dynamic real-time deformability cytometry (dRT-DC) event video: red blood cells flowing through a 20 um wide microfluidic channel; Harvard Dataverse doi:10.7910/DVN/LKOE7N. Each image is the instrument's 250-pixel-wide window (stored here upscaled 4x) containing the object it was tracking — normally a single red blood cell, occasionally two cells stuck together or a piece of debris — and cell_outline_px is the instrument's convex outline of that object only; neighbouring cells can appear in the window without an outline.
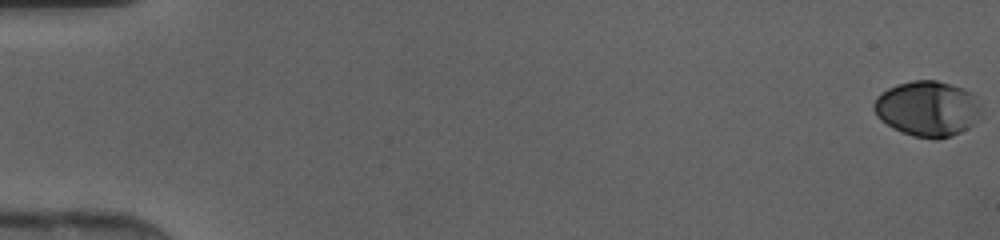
{"species": "human", "species_latin": "Homo sapiens", "temperature_condition": "cold", "stored_images_in_passage": 47, "camera_frame_rate_fps": 3000, "um_per_image_px": 0.085, "donor": {"sex": "female"}, "frame": {"image": 1, "passage_image": 1, "time_ms": 0.0, "image_size_px": [1000, 240], "cell_outline_px": [[984, 116], [968, 128], [952, 136], [936, 140], [912, 136], [892, 128], [880, 120], [876, 116], [872, 108], [872, 104], [888, 88], [896, 84], [912, 80], [936, 80], [964, 88], [972, 92], [984, 108]], "centroid_in_image_um": [78.9, 9.25], "position_along_channel_um": 6.1, "area_um2": 35.43}}
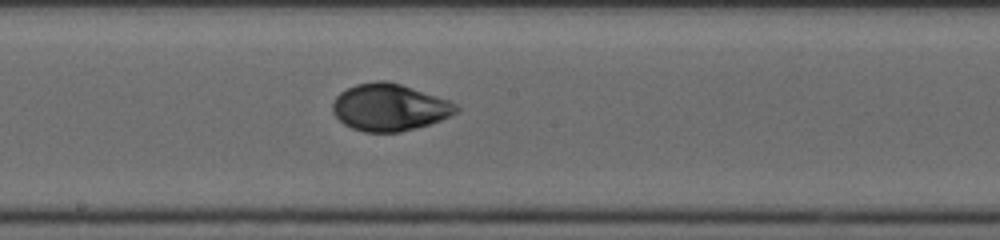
{"frame": {"image": 2, "passage_image": 27, "time_ms": 8.667, "image_size_px": [1000, 240], "cell_outline_px": [[460, 108], [452, 116], [416, 128], [400, 132], [364, 132], [352, 128], [344, 124], [332, 112], [332, 104], [336, 96], [340, 92], [356, 84], [376, 80], [388, 80], [448, 100], [456, 104]], "centroid_in_image_um": [33.09, 9.12], "position_along_channel_um": 215.1, "area_um2": 33.81}}
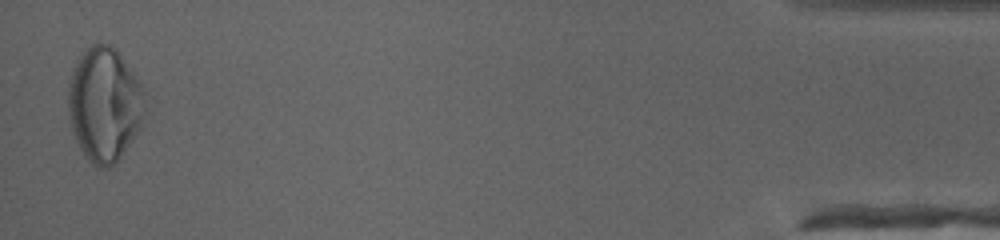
{"frame": {"image": 3, "passage_image": 47, "time_ms": 15.333, "image_size_px": [1000, 240], "cell_outline_px": [[144, 108], [140, 128], [132, 140], [120, 156], [108, 168], [96, 168], [88, 160], [80, 148], [72, 132], [68, 112], [68, 84], [72, 68], [76, 60], [92, 44], [108, 44], [116, 48], [140, 84], [144, 92]], "centroid_in_image_um": [8.84, 8.88], "position_along_channel_um": 426.4, "area_um2": 50.81}}